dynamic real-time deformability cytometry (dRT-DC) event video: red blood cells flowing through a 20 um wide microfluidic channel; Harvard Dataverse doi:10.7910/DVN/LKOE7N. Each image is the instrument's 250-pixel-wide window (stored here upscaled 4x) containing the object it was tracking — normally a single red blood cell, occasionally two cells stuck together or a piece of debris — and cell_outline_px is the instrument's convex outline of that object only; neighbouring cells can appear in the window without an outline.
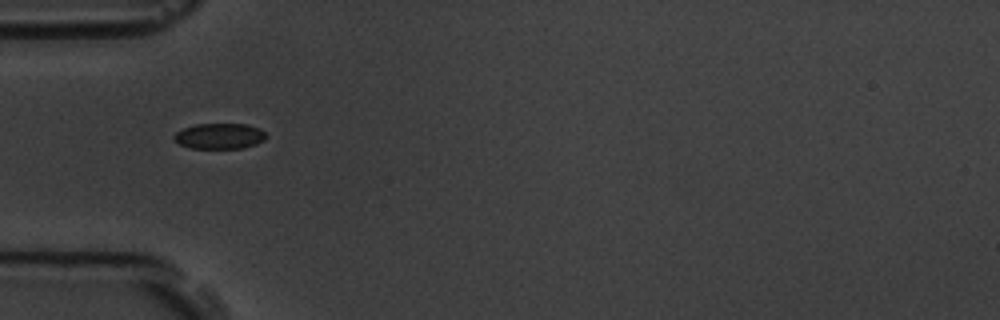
{"species": "common noctule bat (a hibernating species)", "species_latin": "Nyctalus noctula", "temperature_condition": "room temperature", "stored_images_in_passage": 11, "camera_frame_rate_fps": 3000, "um_per_image_px": 0.085, "animal": {"sex": "male", "body_mass_g": 19.5, "forearm_length_mm": 54.6}, "frame": {"image": 1, "passage_image": 1, "time_ms": 0.0, "image_size_px": [1000, 320], "cell_outline_px": [[268, 136], [264, 140], [256, 144], [244, 148], [188, 148], [172, 140], [172, 136], [176, 132], [184, 128], [196, 124], [248, 124], [260, 128]], "centroid_in_image_um": [18.66, 11.57], "position_along_channel_um": 66.3, "area_um2": 13.93}}
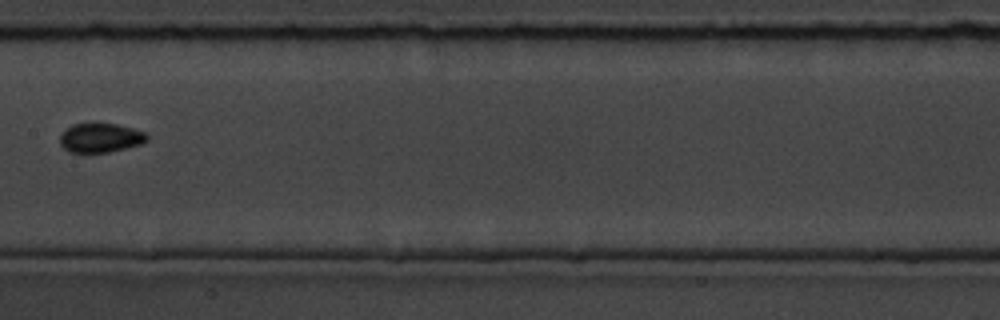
{"frame": {"image": 2, "passage_image": 4, "time_ms": 3.667, "image_size_px": [1000, 320], "cell_outline_px": [[148, 140], [140, 144], [108, 152], [68, 152], [60, 144], [60, 132], [72, 124], [92, 120], [116, 124], [132, 128], [144, 132], [148, 136]], "centroid_in_image_um": [8.48, 11.66], "position_along_channel_um": 198.9, "area_um2": 15.32}}
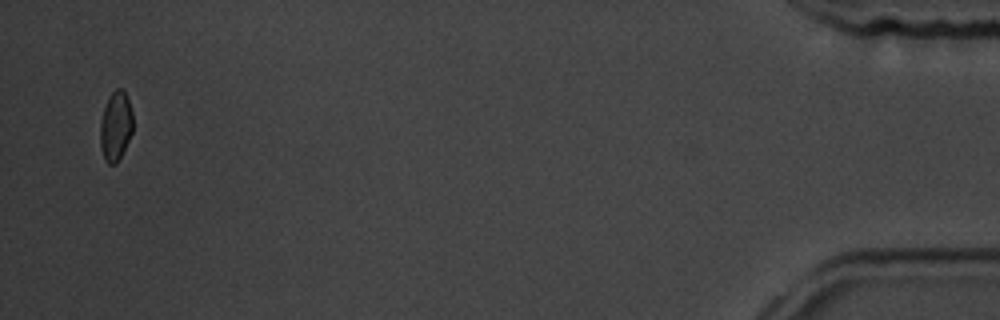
{"frame": {"image": 3, "passage_image": 11, "time_ms": 12.333, "image_size_px": [1000, 320], "cell_outline_px": [[132, 132], [116, 164], [108, 164], [104, 160], [100, 144], [100, 120], [108, 96], [116, 88], [124, 88], [132, 112]], "centroid_in_image_um": [9.81, 10.69], "position_along_channel_um": 425.4, "area_um2": 13.24}, "authors_computed_cell_mechanics": {"area_um2": 14.5656, "velocity_mm_per_s": 3.6277, "shape_relaxation_time_tau1_ms": 5.1762, "shape_relaxation_time_tau2_ms": 2.8466, "deformation_change_tau1": 0.0563, "deformation_change_tau2": 0.0285}}